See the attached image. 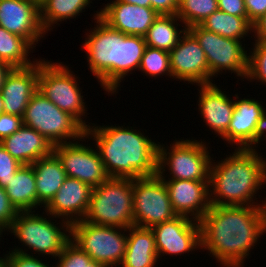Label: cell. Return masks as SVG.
<instances>
[{"label": "cell", "instance_id": "cell-33", "mask_svg": "<svg viewBox=\"0 0 266 267\" xmlns=\"http://www.w3.org/2000/svg\"><path fill=\"white\" fill-rule=\"evenodd\" d=\"M253 48L249 53L248 58V72L246 79L250 82H261L260 84H266V43L253 42Z\"/></svg>", "mask_w": 266, "mask_h": 267}, {"label": "cell", "instance_id": "cell-32", "mask_svg": "<svg viewBox=\"0 0 266 267\" xmlns=\"http://www.w3.org/2000/svg\"><path fill=\"white\" fill-rule=\"evenodd\" d=\"M138 71L143 72L147 77H154L155 79L165 74L172 78L169 52L146 46Z\"/></svg>", "mask_w": 266, "mask_h": 267}, {"label": "cell", "instance_id": "cell-28", "mask_svg": "<svg viewBox=\"0 0 266 267\" xmlns=\"http://www.w3.org/2000/svg\"><path fill=\"white\" fill-rule=\"evenodd\" d=\"M92 0H39V19L45 33L54 28V24L74 19L89 7ZM53 26V28H52Z\"/></svg>", "mask_w": 266, "mask_h": 267}, {"label": "cell", "instance_id": "cell-8", "mask_svg": "<svg viewBox=\"0 0 266 267\" xmlns=\"http://www.w3.org/2000/svg\"><path fill=\"white\" fill-rule=\"evenodd\" d=\"M22 119L23 125L35 129L53 146L88 138L86 128L75 117L62 111L38 90L29 100Z\"/></svg>", "mask_w": 266, "mask_h": 267}, {"label": "cell", "instance_id": "cell-44", "mask_svg": "<svg viewBox=\"0 0 266 267\" xmlns=\"http://www.w3.org/2000/svg\"><path fill=\"white\" fill-rule=\"evenodd\" d=\"M118 1L135 4V5H139L142 7H151L150 0H118Z\"/></svg>", "mask_w": 266, "mask_h": 267}, {"label": "cell", "instance_id": "cell-2", "mask_svg": "<svg viewBox=\"0 0 266 267\" xmlns=\"http://www.w3.org/2000/svg\"><path fill=\"white\" fill-rule=\"evenodd\" d=\"M95 12L96 26L89 33L87 30L82 49L85 50L92 75L106 93L116 95L125 77L139 70L146 47L145 38L125 35L110 28L99 18V11Z\"/></svg>", "mask_w": 266, "mask_h": 267}, {"label": "cell", "instance_id": "cell-11", "mask_svg": "<svg viewBox=\"0 0 266 267\" xmlns=\"http://www.w3.org/2000/svg\"><path fill=\"white\" fill-rule=\"evenodd\" d=\"M187 30L205 52L209 67V84H212L213 77L214 79L219 77L218 75L224 71L246 79L249 53L245 50V44L242 45L243 41L222 37L205 30L200 25H194Z\"/></svg>", "mask_w": 266, "mask_h": 267}, {"label": "cell", "instance_id": "cell-42", "mask_svg": "<svg viewBox=\"0 0 266 267\" xmlns=\"http://www.w3.org/2000/svg\"><path fill=\"white\" fill-rule=\"evenodd\" d=\"M253 33L255 42L266 43V14H264L259 20H257L253 25Z\"/></svg>", "mask_w": 266, "mask_h": 267}, {"label": "cell", "instance_id": "cell-4", "mask_svg": "<svg viewBox=\"0 0 266 267\" xmlns=\"http://www.w3.org/2000/svg\"><path fill=\"white\" fill-rule=\"evenodd\" d=\"M257 150L235 148V152L218 162L212 159L209 176L212 206H266V197L259 203L256 198L264 188L262 185L266 186V159Z\"/></svg>", "mask_w": 266, "mask_h": 267}, {"label": "cell", "instance_id": "cell-21", "mask_svg": "<svg viewBox=\"0 0 266 267\" xmlns=\"http://www.w3.org/2000/svg\"><path fill=\"white\" fill-rule=\"evenodd\" d=\"M198 110L206 126L227 142V129L232 120L234 98L214 83L199 85Z\"/></svg>", "mask_w": 266, "mask_h": 267}, {"label": "cell", "instance_id": "cell-10", "mask_svg": "<svg viewBox=\"0 0 266 267\" xmlns=\"http://www.w3.org/2000/svg\"><path fill=\"white\" fill-rule=\"evenodd\" d=\"M71 241L104 267H117L125 256L127 228L100 226L80 220L71 224Z\"/></svg>", "mask_w": 266, "mask_h": 267}, {"label": "cell", "instance_id": "cell-16", "mask_svg": "<svg viewBox=\"0 0 266 267\" xmlns=\"http://www.w3.org/2000/svg\"><path fill=\"white\" fill-rule=\"evenodd\" d=\"M169 55L174 80H183L198 86L209 84V67L205 52L188 30L181 35Z\"/></svg>", "mask_w": 266, "mask_h": 267}, {"label": "cell", "instance_id": "cell-7", "mask_svg": "<svg viewBox=\"0 0 266 267\" xmlns=\"http://www.w3.org/2000/svg\"><path fill=\"white\" fill-rule=\"evenodd\" d=\"M208 147L205 141L193 138L174 140L166 147L158 142V176L161 179L169 176L168 180H209L213 157L210 156L211 150ZM165 169L168 170V175H165Z\"/></svg>", "mask_w": 266, "mask_h": 267}, {"label": "cell", "instance_id": "cell-41", "mask_svg": "<svg viewBox=\"0 0 266 267\" xmlns=\"http://www.w3.org/2000/svg\"><path fill=\"white\" fill-rule=\"evenodd\" d=\"M151 8L159 15H176L179 7V0H150Z\"/></svg>", "mask_w": 266, "mask_h": 267}, {"label": "cell", "instance_id": "cell-12", "mask_svg": "<svg viewBox=\"0 0 266 267\" xmlns=\"http://www.w3.org/2000/svg\"><path fill=\"white\" fill-rule=\"evenodd\" d=\"M176 216L167 187L158 174L133 179L134 226L151 229Z\"/></svg>", "mask_w": 266, "mask_h": 267}, {"label": "cell", "instance_id": "cell-30", "mask_svg": "<svg viewBox=\"0 0 266 267\" xmlns=\"http://www.w3.org/2000/svg\"><path fill=\"white\" fill-rule=\"evenodd\" d=\"M34 49L24 38L8 32L0 26V60L13 68L30 67L37 62L31 61L29 53ZM29 57V58H28Z\"/></svg>", "mask_w": 266, "mask_h": 267}, {"label": "cell", "instance_id": "cell-3", "mask_svg": "<svg viewBox=\"0 0 266 267\" xmlns=\"http://www.w3.org/2000/svg\"><path fill=\"white\" fill-rule=\"evenodd\" d=\"M91 124L86 136L95 141L109 177L136 179L157 174L158 143L146 133L131 126Z\"/></svg>", "mask_w": 266, "mask_h": 267}, {"label": "cell", "instance_id": "cell-13", "mask_svg": "<svg viewBox=\"0 0 266 267\" xmlns=\"http://www.w3.org/2000/svg\"><path fill=\"white\" fill-rule=\"evenodd\" d=\"M234 97V111L227 129V144H231L232 148L236 146L238 149H256L262 138H266V109L256 99H239L238 94Z\"/></svg>", "mask_w": 266, "mask_h": 267}, {"label": "cell", "instance_id": "cell-26", "mask_svg": "<svg viewBox=\"0 0 266 267\" xmlns=\"http://www.w3.org/2000/svg\"><path fill=\"white\" fill-rule=\"evenodd\" d=\"M4 189L18 212L37 210L36 180L31 164L21 165Z\"/></svg>", "mask_w": 266, "mask_h": 267}, {"label": "cell", "instance_id": "cell-19", "mask_svg": "<svg viewBox=\"0 0 266 267\" xmlns=\"http://www.w3.org/2000/svg\"><path fill=\"white\" fill-rule=\"evenodd\" d=\"M162 180L177 215L199 221L211 207L209 180Z\"/></svg>", "mask_w": 266, "mask_h": 267}, {"label": "cell", "instance_id": "cell-46", "mask_svg": "<svg viewBox=\"0 0 266 267\" xmlns=\"http://www.w3.org/2000/svg\"><path fill=\"white\" fill-rule=\"evenodd\" d=\"M4 113V101H3V97L2 94L0 92V115Z\"/></svg>", "mask_w": 266, "mask_h": 267}, {"label": "cell", "instance_id": "cell-25", "mask_svg": "<svg viewBox=\"0 0 266 267\" xmlns=\"http://www.w3.org/2000/svg\"><path fill=\"white\" fill-rule=\"evenodd\" d=\"M36 180L37 209L45 207L59 191L66 179V172L59 158L52 153L31 164Z\"/></svg>", "mask_w": 266, "mask_h": 267}, {"label": "cell", "instance_id": "cell-9", "mask_svg": "<svg viewBox=\"0 0 266 267\" xmlns=\"http://www.w3.org/2000/svg\"><path fill=\"white\" fill-rule=\"evenodd\" d=\"M44 59H39L38 91L88 128L90 123L83 120L88 110L81 94L79 78L69 69V65Z\"/></svg>", "mask_w": 266, "mask_h": 267}, {"label": "cell", "instance_id": "cell-29", "mask_svg": "<svg viewBox=\"0 0 266 267\" xmlns=\"http://www.w3.org/2000/svg\"><path fill=\"white\" fill-rule=\"evenodd\" d=\"M200 26L209 32L239 41L243 38L244 41L245 37L253 34V26L248 21V17H238L219 9L208 16Z\"/></svg>", "mask_w": 266, "mask_h": 267}, {"label": "cell", "instance_id": "cell-24", "mask_svg": "<svg viewBox=\"0 0 266 267\" xmlns=\"http://www.w3.org/2000/svg\"><path fill=\"white\" fill-rule=\"evenodd\" d=\"M127 233V248L119 267H156L160 259L152 230L131 226Z\"/></svg>", "mask_w": 266, "mask_h": 267}, {"label": "cell", "instance_id": "cell-17", "mask_svg": "<svg viewBox=\"0 0 266 267\" xmlns=\"http://www.w3.org/2000/svg\"><path fill=\"white\" fill-rule=\"evenodd\" d=\"M0 26L33 48L46 34L39 19V0H0Z\"/></svg>", "mask_w": 266, "mask_h": 267}, {"label": "cell", "instance_id": "cell-40", "mask_svg": "<svg viewBox=\"0 0 266 267\" xmlns=\"http://www.w3.org/2000/svg\"><path fill=\"white\" fill-rule=\"evenodd\" d=\"M248 21L253 25L266 14V0H244Z\"/></svg>", "mask_w": 266, "mask_h": 267}, {"label": "cell", "instance_id": "cell-6", "mask_svg": "<svg viewBox=\"0 0 266 267\" xmlns=\"http://www.w3.org/2000/svg\"><path fill=\"white\" fill-rule=\"evenodd\" d=\"M84 221L123 229L134 226L133 179L111 178L92 189Z\"/></svg>", "mask_w": 266, "mask_h": 267}, {"label": "cell", "instance_id": "cell-35", "mask_svg": "<svg viewBox=\"0 0 266 267\" xmlns=\"http://www.w3.org/2000/svg\"><path fill=\"white\" fill-rule=\"evenodd\" d=\"M22 164L12 157V155L0 143V186L5 188L7 181L14 177L16 171Z\"/></svg>", "mask_w": 266, "mask_h": 267}, {"label": "cell", "instance_id": "cell-22", "mask_svg": "<svg viewBox=\"0 0 266 267\" xmlns=\"http://www.w3.org/2000/svg\"><path fill=\"white\" fill-rule=\"evenodd\" d=\"M39 59L30 67L13 68L1 88L4 113L23 117L33 94L38 90Z\"/></svg>", "mask_w": 266, "mask_h": 267}, {"label": "cell", "instance_id": "cell-48", "mask_svg": "<svg viewBox=\"0 0 266 267\" xmlns=\"http://www.w3.org/2000/svg\"><path fill=\"white\" fill-rule=\"evenodd\" d=\"M2 235H3V231L0 229V237H2ZM0 240H1V238H0Z\"/></svg>", "mask_w": 266, "mask_h": 267}, {"label": "cell", "instance_id": "cell-43", "mask_svg": "<svg viewBox=\"0 0 266 267\" xmlns=\"http://www.w3.org/2000/svg\"><path fill=\"white\" fill-rule=\"evenodd\" d=\"M13 69L12 66H10L8 63L3 62L0 60V91L4 84L6 76L9 74V72Z\"/></svg>", "mask_w": 266, "mask_h": 267}, {"label": "cell", "instance_id": "cell-47", "mask_svg": "<svg viewBox=\"0 0 266 267\" xmlns=\"http://www.w3.org/2000/svg\"><path fill=\"white\" fill-rule=\"evenodd\" d=\"M0 267H8L6 259H5V255L3 257H0Z\"/></svg>", "mask_w": 266, "mask_h": 267}, {"label": "cell", "instance_id": "cell-45", "mask_svg": "<svg viewBox=\"0 0 266 267\" xmlns=\"http://www.w3.org/2000/svg\"><path fill=\"white\" fill-rule=\"evenodd\" d=\"M85 267H104L100 262L91 260Z\"/></svg>", "mask_w": 266, "mask_h": 267}, {"label": "cell", "instance_id": "cell-39", "mask_svg": "<svg viewBox=\"0 0 266 267\" xmlns=\"http://www.w3.org/2000/svg\"><path fill=\"white\" fill-rule=\"evenodd\" d=\"M218 9L238 17H248L244 0H217Z\"/></svg>", "mask_w": 266, "mask_h": 267}, {"label": "cell", "instance_id": "cell-15", "mask_svg": "<svg viewBox=\"0 0 266 267\" xmlns=\"http://www.w3.org/2000/svg\"><path fill=\"white\" fill-rule=\"evenodd\" d=\"M158 258L171 254L180 255L201 248L200 224L192 218L177 215L151 228Z\"/></svg>", "mask_w": 266, "mask_h": 267}, {"label": "cell", "instance_id": "cell-18", "mask_svg": "<svg viewBox=\"0 0 266 267\" xmlns=\"http://www.w3.org/2000/svg\"><path fill=\"white\" fill-rule=\"evenodd\" d=\"M159 14L151 7L112 0L99 10V18L125 35L144 37Z\"/></svg>", "mask_w": 266, "mask_h": 267}, {"label": "cell", "instance_id": "cell-27", "mask_svg": "<svg viewBox=\"0 0 266 267\" xmlns=\"http://www.w3.org/2000/svg\"><path fill=\"white\" fill-rule=\"evenodd\" d=\"M177 15H159L149 27L145 38L146 46L170 52L179 42L187 28ZM183 27V29L178 27Z\"/></svg>", "mask_w": 266, "mask_h": 267}, {"label": "cell", "instance_id": "cell-1", "mask_svg": "<svg viewBox=\"0 0 266 267\" xmlns=\"http://www.w3.org/2000/svg\"><path fill=\"white\" fill-rule=\"evenodd\" d=\"M201 249L223 267H244L266 233V206H212L199 220Z\"/></svg>", "mask_w": 266, "mask_h": 267}, {"label": "cell", "instance_id": "cell-37", "mask_svg": "<svg viewBox=\"0 0 266 267\" xmlns=\"http://www.w3.org/2000/svg\"><path fill=\"white\" fill-rule=\"evenodd\" d=\"M18 211L11 204L5 189L0 186V229L8 231L17 216Z\"/></svg>", "mask_w": 266, "mask_h": 267}, {"label": "cell", "instance_id": "cell-20", "mask_svg": "<svg viewBox=\"0 0 266 267\" xmlns=\"http://www.w3.org/2000/svg\"><path fill=\"white\" fill-rule=\"evenodd\" d=\"M92 189L90 185L67 176L59 191L43 210L70 224L83 220L89 207Z\"/></svg>", "mask_w": 266, "mask_h": 267}, {"label": "cell", "instance_id": "cell-5", "mask_svg": "<svg viewBox=\"0 0 266 267\" xmlns=\"http://www.w3.org/2000/svg\"><path fill=\"white\" fill-rule=\"evenodd\" d=\"M34 211L18 212L14 219L10 229L7 231L13 233L18 240L23 243L22 245L27 247V250H23L20 247L13 248L11 251H16L24 254H28V249L38 254L40 257L50 255L53 258L63 251L64 246L71 240V224L68 221L61 220L60 225L56 223L54 216L47 214L43 216L40 213L37 214ZM53 219V221L51 220ZM55 221V222H54ZM56 223V224H55ZM62 227V228H61Z\"/></svg>", "mask_w": 266, "mask_h": 267}, {"label": "cell", "instance_id": "cell-34", "mask_svg": "<svg viewBox=\"0 0 266 267\" xmlns=\"http://www.w3.org/2000/svg\"><path fill=\"white\" fill-rule=\"evenodd\" d=\"M54 267H85L92 259L71 240L55 258Z\"/></svg>", "mask_w": 266, "mask_h": 267}, {"label": "cell", "instance_id": "cell-36", "mask_svg": "<svg viewBox=\"0 0 266 267\" xmlns=\"http://www.w3.org/2000/svg\"><path fill=\"white\" fill-rule=\"evenodd\" d=\"M32 254V255H31ZM24 254L16 251H9L5 254L8 267H49V264L42 262L36 255L32 253ZM34 255V256H33ZM36 256V257H35ZM50 267H54L53 264Z\"/></svg>", "mask_w": 266, "mask_h": 267}, {"label": "cell", "instance_id": "cell-23", "mask_svg": "<svg viewBox=\"0 0 266 267\" xmlns=\"http://www.w3.org/2000/svg\"><path fill=\"white\" fill-rule=\"evenodd\" d=\"M0 143L22 165L32 164L42 157L51 155L54 150L49 140L25 125Z\"/></svg>", "mask_w": 266, "mask_h": 267}, {"label": "cell", "instance_id": "cell-38", "mask_svg": "<svg viewBox=\"0 0 266 267\" xmlns=\"http://www.w3.org/2000/svg\"><path fill=\"white\" fill-rule=\"evenodd\" d=\"M22 125L23 119L21 116L2 113L0 115V141L15 133Z\"/></svg>", "mask_w": 266, "mask_h": 267}, {"label": "cell", "instance_id": "cell-14", "mask_svg": "<svg viewBox=\"0 0 266 267\" xmlns=\"http://www.w3.org/2000/svg\"><path fill=\"white\" fill-rule=\"evenodd\" d=\"M53 153L59 158L66 176L76 178L92 188L109 178L96 146L90 147L86 141L84 145L78 140L56 145Z\"/></svg>", "mask_w": 266, "mask_h": 267}, {"label": "cell", "instance_id": "cell-31", "mask_svg": "<svg viewBox=\"0 0 266 267\" xmlns=\"http://www.w3.org/2000/svg\"><path fill=\"white\" fill-rule=\"evenodd\" d=\"M218 10L217 0H179L177 16L186 28L200 25L208 16Z\"/></svg>", "mask_w": 266, "mask_h": 267}]
</instances>
